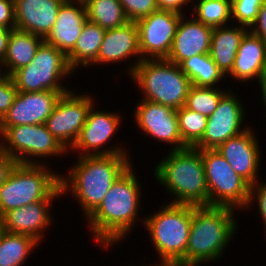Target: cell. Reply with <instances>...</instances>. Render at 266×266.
<instances>
[{
    "label": "cell",
    "mask_w": 266,
    "mask_h": 266,
    "mask_svg": "<svg viewBox=\"0 0 266 266\" xmlns=\"http://www.w3.org/2000/svg\"><path fill=\"white\" fill-rule=\"evenodd\" d=\"M133 165L111 185L99 207L86 219L93 241L107 250L123 242L138 220L144 224V215L139 216L142 184Z\"/></svg>",
    "instance_id": "6da1fadb"
},
{
    "label": "cell",
    "mask_w": 266,
    "mask_h": 266,
    "mask_svg": "<svg viewBox=\"0 0 266 266\" xmlns=\"http://www.w3.org/2000/svg\"><path fill=\"white\" fill-rule=\"evenodd\" d=\"M129 155L80 156L73 167L66 169L68 172L60 174L62 195L69 194L77 201L85 221L99 207L111 185L132 164Z\"/></svg>",
    "instance_id": "7a4b0ae2"
},
{
    "label": "cell",
    "mask_w": 266,
    "mask_h": 266,
    "mask_svg": "<svg viewBox=\"0 0 266 266\" xmlns=\"http://www.w3.org/2000/svg\"><path fill=\"white\" fill-rule=\"evenodd\" d=\"M235 212L230 207L193 206L186 253L175 266H201L220 260L239 228Z\"/></svg>",
    "instance_id": "3957f363"
},
{
    "label": "cell",
    "mask_w": 266,
    "mask_h": 266,
    "mask_svg": "<svg viewBox=\"0 0 266 266\" xmlns=\"http://www.w3.org/2000/svg\"><path fill=\"white\" fill-rule=\"evenodd\" d=\"M161 159L153 174L156 182L163 185L167 189L165 191L172 196L169 203L208 206V188L201 151L194 147L169 150Z\"/></svg>",
    "instance_id": "277c9868"
},
{
    "label": "cell",
    "mask_w": 266,
    "mask_h": 266,
    "mask_svg": "<svg viewBox=\"0 0 266 266\" xmlns=\"http://www.w3.org/2000/svg\"><path fill=\"white\" fill-rule=\"evenodd\" d=\"M166 203L155 213L146 215L143 226L160 257L158 264L175 266L186 253L193 205Z\"/></svg>",
    "instance_id": "5b68a950"
},
{
    "label": "cell",
    "mask_w": 266,
    "mask_h": 266,
    "mask_svg": "<svg viewBox=\"0 0 266 266\" xmlns=\"http://www.w3.org/2000/svg\"><path fill=\"white\" fill-rule=\"evenodd\" d=\"M55 171L47 164L17 163L0 188V218L6 212L30 203L56 201L63 197L60 173Z\"/></svg>",
    "instance_id": "8992f818"
},
{
    "label": "cell",
    "mask_w": 266,
    "mask_h": 266,
    "mask_svg": "<svg viewBox=\"0 0 266 266\" xmlns=\"http://www.w3.org/2000/svg\"><path fill=\"white\" fill-rule=\"evenodd\" d=\"M132 82L140 88L142 98L164 106L179 109L185 106L190 79L179 65L167 59H147L139 62L132 75Z\"/></svg>",
    "instance_id": "52a82bcc"
},
{
    "label": "cell",
    "mask_w": 266,
    "mask_h": 266,
    "mask_svg": "<svg viewBox=\"0 0 266 266\" xmlns=\"http://www.w3.org/2000/svg\"><path fill=\"white\" fill-rule=\"evenodd\" d=\"M67 56L45 41L27 66L16 70L11 78L21 92H69L62 83L73 74ZM63 80V82H62Z\"/></svg>",
    "instance_id": "ba28073f"
},
{
    "label": "cell",
    "mask_w": 266,
    "mask_h": 266,
    "mask_svg": "<svg viewBox=\"0 0 266 266\" xmlns=\"http://www.w3.org/2000/svg\"><path fill=\"white\" fill-rule=\"evenodd\" d=\"M0 151L17 163L35 165H48L41 162L42 159H49L47 157L61 158L70 154L47 130L45 124L0 127Z\"/></svg>",
    "instance_id": "9c48e42d"
},
{
    "label": "cell",
    "mask_w": 266,
    "mask_h": 266,
    "mask_svg": "<svg viewBox=\"0 0 266 266\" xmlns=\"http://www.w3.org/2000/svg\"><path fill=\"white\" fill-rule=\"evenodd\" d=\"M208 188V206L246 209L250 185L242 179L216 149L200 150Z\"/></svg>",
    "instance_id": "30bf717a"
},
{
    "label": "cell",
    "mask_w": 266,
    "mask_h": 266,
    "mask_svg": "<svg viewBox=\"0 0 266 266\" xmlns=\"http://www.w3.org/2000/svg\"><path fill=\"white\" fill-rule=\"evenodd\" d=\"M95 104L96 103L89 109L86 122L81 129L79 137L68 152L74 153V150L78 154V157L130 154L128 152L129 149H125V147L120 144L117 146H107V144L110 143L109 141L116 136L114 134L119 132L118 129L121 127L122 114H120V112L103 111ZM97 109L100 110L97 111Z\"/></svg>",
    "instance_id": "8fae6325"
},
{
    "label": "cell",
    "mask_w": 266,
    "mask_h": 266,
    "mask_svg": "<svg viewBox=\"0 0 266 266\" xmlns=\"http://www.w3.org/2000/svg\"><path fill=\"white\" fill-rule=\"evenodd\" d=\"M84 94V95H83ZM92 94L76 93L74 89L61 95L45 122L47 130L69 151L77 141L87 114L95 103Z\"/></svg>",
    "instance_id": "7c38bea8"
},
{
    "label": "cell",
    "mask_w": 266,
    "mask_h": 266,
    "mask_svg": "<svg viewBox=\"0 0 266 266\" xmlns=\"http://www.w3.org/2000/svg\"><path fill=\"white\" fill-rule=\"evenodd\" d=\"M236 90L228 91L220 100L216 110L208 117L206 130L202 139L194 146L199 150L216 149L229 138L236 137L250 126L245 124L247 113L238 98ZM237 95V96H236Z\"/></svg>",
    "instance_id": "4fadbf2b"
},
{
    "label": "cell",
    "mask_w": 266,
    "mask_h": 266,
    "mask_svg": "<svg viewBox=\"0 0 266 266\" xmlns=\"http://www.w3.org/2000/svg\"><path fill=\"white\" fill-rule=\"evenodd\" d=\"M183 14L157 10L136 21L142 60L166 59Z\"/></svg>",
    "instance_id": "5bb4252c"
},
{
    "label": "cell",
    "mask_w": 266,
    "mask_h": 266,
    "mask_svg": "<svg viewBox=\"0 0 266 266\" xmlns=\"http://www.w3.org/2000/svg\"><path fill=\"white\" fill-rule=\"evenodd\" d=\"M135 107L133 121L144 136L148 135L157 142L173 145L170 150L187 148L179 132L176 109L144 99H141Z\"/></svg>",
    "instance_id": "9a60e30c"
},
{
    "label": "cell",
    "mask_w": 266,
    "mask_h": 266,
    "mask_svg": "<svg viewBox=\"0 0 266 266\" xmlns=\"http://www.w3.org/2000/svg\"><path fill=\"white\" fill-rule=\"evenodd\" d=\"M252 129L249 127L240 135L229 138L216 148L232 169L250 186L260 180L258 172L262 164L259 141L256 132Z\"/></svg>",
    "instance_id": "2e32d148"
},
{
    "label": "cell",
    "mask_w": 266,
    "mask_h": 266,
    "mask_svg": "<svg viewBox=\"0 0 266 266\" xmlns=\"http://www.w3.org/2000/svg\"><path fill=\"white\" fill-rule=\"evenodd\" d=\"M66 93L48 90L41 92L18 91L13 105L0 120V127L45 124L57 100Z\"/></svg>",
    "instance_id": "e0dca14e"
},
{
    "label": "cell",
    "mask_w": 266,
    "mask_h": 266,
    "mask_svg": "<svg viewBox=\"0 0 266 266\" xmlns=\"http://www.w3.org/2000/svg\"><path fill=\"white\" fill-rule=\"evenodd\" d=\"M132 56L133 58L136 57V60L134 63L131 61L132 63L128 64L130 66L125 70L129 77L134 72L136 65L142 61V57L139 49L137 24L136 22L128 21L121 27L105 31L96 58V65L118 64V62H126L129 58L132 59Z\"/></svg>",
    "instance_id": "ac0fdd59"
},
{
    "label": "cell",
    "mask_w": 266,
    "mask_h": 266,
    "mask_svg": "<svg viewBox=\"0 0 266 266\" xmlns=\"http://www.w3.org/2000/svg\"><path fill=\"white\" fill-rule=\"evenodd\" d=\"M53 200H41L30 203L27 206L6 212L2 217L3 230L31 236L36 241H43L47 229L52 227V211L50 210Z\"/></svg>",
    "instance_id": "d6986e66"
},
{
    "label": "cell",
    "mask_w": 266,
    "mask_h": 266,
    "mask_svg": "<svg viewBox=\"0 0 266 266\" xmlns=\"http://www.w3.org/2000/svg\"><path fill=\"white\" fill-rule=\"evenodd\" d=\"M213 29L197 21L192 16L188 17L186 13L178 23L176 34L166 59L179 65L182 61L192 56L209 53Z\"/></svg>",
    "instance_id": "ffe728a7"
},
{
    "label": "cell",
    "mask_w": 266,
    "mask_h": 266,
    "mask_svg": "<svg viewBox=\"0 0 266 266\" xmlns=\"http://www.w3.org/2000/svg\"><path fill=\"white\" fill-rule=\"evenodd\" d=\"M64 0H14L16 29L45 39Z\"/></svg>",
    "instance_id": "44dd1931"
},
{
    "label": "cell",
    "mask_w": 266,
    "mask_h": 266,
    "mask_svg": "<svg viewBox=\"0 0 266 266\" xmlns=\"http://www.w3.org/2000/svg\"><path fill=\"white\" fill-rule=\"evenodd\" d=\"M86 20L84 5L64 2L60 6L51 32L44 41L67 56L76 45Z\"/></svg>",
    "instance_id": "7402d4cb"
},
{
    "label": "cell",
    "mask_w": 266,
    "mask_h": 266,
    "mask_svg": "<svg viewBox=\"0 0 266 266\" xmlns=\"http://www.w3.org/2000/svg\"><path fill=\"white\" fill-rule=\"evenodd\" d=\"M266 69V42L248 31L242 38L229 78L241 83L255 81Z\"/></svg>",
    "instance_id": "603a6c76"
},
{
    "label": "cell",
    "mask_w": 266,
    "mask_h": 266,
    "mask_svg": "<svg viewBox=\"0 0 266 266\" xmlns=\"http://www.w3.org/2000/svg\"><path fill=\"white\" fill-rule=\"evenodd\" d=\"M248 31L236 24L213 29L209 55L225 76L231 72L241 40Z\"/></svg>",
    "instance_id": "cb8c5ba5"
},
{
    "label": "cell",
    "mask_w": 266,
    "mask_h": 266,
    "mask_svg": "<svg viewBox=\"0 0 266 266\" xmlns=\"http://www.w3.org/2000/svg\"><path fill=\"white\" fill-rule=\"evenodd\" d=\"M43 42L44 39L40 36L31 34L30 32L12 29L7 52L2 62L5 74L11 76L16 70L31 63Z\"/></svg>",
    "instance_id": "d4e9b609"
},
{
    "label": "cell",
    "mask_w": 266,
    "mask_h": 266,
    "mask_svg": "<svg viewBox=\"0 0 266 266\" xmlns=\"http://www.w3.org/2000/svg\"><path fill=\"white\" fill-rule=\"evenodd\" d=\"M105 31L101 26L86 20L76 45L67 55L70 68L75 71L77 68L96 65V58L103 41Z\"/></svg>",
    "instance_id": "484cf974"
},
{
    "label": "cell",
    "mask_w": 266,
    "mask_h": 266,
    "mask_svg": "<svg viewBox=\"0 0 266 266\" xmlns=\"http://www.w3.org/2000/svg\"><path fill=\"white\" fill-rule=\"evenodd\" d=\"M39 245L31 236L3 230L0 234V266H24Z\"/></svg>",
    "instance_id": "4316f807"
},
{
    "label": "cell",
    "mask_w": 266,
    "mask_h": 266,
    "mask_svg": "<svg viewBox=\"0 0 266 266\" xmlns=\"http://www.w3.org/2000/svg\"><path fill=\"white\" fill-rule=\"evenodd\" d=\"M181 71L198 87H220V81L227 76L217 67L209 53L185 59L179 64Z\"/></svg>",
    "instance_id": "83f0119b"
},
{
    "label": "cell",
    "mask_w": 266,
    "mask_h": 266,
    "mask_svg": "<svg viewBox=\"0 0 266 266\" xmlns=\"http://www.w3.org/2000/svg\"><path fill=\"white\" fill-rule=\"evenodd\" d=\"M85 7L87 20L104 30L118 28L128 22L119 0H90Z\"/></svg>",
    "instance_id": "f1b7e54d"
},
{
    "label": "cell",
    "mask_w": 266,
    "mask_h": 266,
    "mask_svg": "<svg viewBox=\"0 0 266 266\" xmlns=\"http://www.w3.org/2000/svg\"><path fill=\"white\" fill-rule=\"evenodd\" d=\"M192 6L191 15L204 25L216 28L233 24L231 0H192Z\"/></svg>",
    "instance_id": "f546056e"
},
{
    "label": "cell",
    "mask_w": 266,
    "mask_h": 266,
    "mask_svg": "<svg viewBox=\"0 0 266 266\" xmlns=\"http://www.w3.org/2000/svg\"><path fill=\"white\" fill-rule=\"evenodd\" d=\"M223 89L220 87H198L192 85L185 107L209 117L216 110L221 98L229 91L225 90V88Z\"/></svg>",
    "instance_id": "4dcf8cb0"
},
{
    "label": "cell",
    "mask_w": 266,
    "mask_h": 266,
    "mask_svg": "<svg viewBox=\"0 0 266 266\" xmlns=\"http://www.w3.org/2000/svg\"><path fill=\"white\" fill-rule=\"evenodd\" d=\"M179 132L187 147H194L203 137L208 117L185 106L177 109Z\"/></svg>",
    "instance_id": "1f68e13d"
},
{
    "label": "cell",
    "mask_w": 266,
    "mask_h": 266,
    "mask_svg": "<svg viewBox=\"0 0 266 266\" xmlns=\"http://www.w3.org/2000/svg\"><path fill=\"white\" fill-rule=\"evenodd\" d=\"M263 1L264 0H231L232 22L250 29L257 19L258 11Z\"/></svg>",
    "instance_id": "d6a6232c"
},
{
    "label": "cell",
    "mask_w": 266,
    "mask_h": 266,
    "mask_svg": "<svg viewBox=\"0 0 266 266\" xmlns=\"http://www.w3.org/2000/svg\"><path fill=\"white\" fill-rule=\"evenodd\" d=\"M128 21L136 22L159 10L156 0H119Z\"/></svg>",
    "instance_id": "836d02e7"
},
{
    "label": "cell",
    "mask_w": 266,
    "mask_h": 266,
    "mask_svg": "<svg viewBox=\"0 0 266 266\" xmlns=\"http://www.w3.org/2000/svg\"><path fill=\"white\" fill-rule=\"evenodd\" d=\"M18 90L9 75H4L0 79V120L13 105Z\"/></svg>",
    "instance_id": "e575fe53"
},
{
    "label": "cell",
    "mask_w": 266,
    "mask_h": 266,
    "mask_svg": "<svg viewBox=\"0 0 266 266\" xmlns=\"http://www.w3.org/2000/svg\"><path fill=\"white\" fill-rule=\"evenodd\" d=\"M256 201V205L259 208L258 215L261 216V220L263 221V225L265 226V233H266V182L261 181L257 182L254 185L250 186V193H249V201L246 206V210L250 207H255L251 205H255L253 202ZM260 212V213H259Z\"/></svg>",
    "instance_id": "d590c367"
},
{
    "label": "cell",
    "mask_w": 266,
    "mask_h": 266,
    "mask_svg": "<svg viewBox=\"0 0 266 266\" xmlns=\"http://www.w3.org/2000/svg\"><path fill=\"white\" fill-rule=\"evenodd\" d=\"M0 28L16 29L14 0H0Z\"/></svg>",
    "instance_id": "8d00e7d4"
},
{
    "label": "cell",
    "mask_w": 266,
    "mask_h": 266,
    "mask_svg": "<svg viewBox=\"0 0 266 266\" xmlns=\"http://www.w3.org/2000/svg\"><path fill=\"white\" fill-rule=\"evenodd\" d=\"M249 31L266 42V0L263 1L258 11L257 19Z\"/></svg>",
    "instance_id": "74e56055"
},
{
    "label": "cell",
    "mask_w": 266,
    "mask_h": 266,
    "mask_svg": "<svg viewBox=\"0 0 266 266\" xmlns=\"http://www.w3.org/2000/svg\"><path fill=\"white\" fill-rule=\"evenodd\" d=\"M160 10H170L185 15L184 8L192 4V0H156Z\"/></svg>",
    "instance_id": "f35d334b"
},
{
    "label": "cell",
    "mask_w": 266,
    "mask_h": 266,
    "mask_svg": "<svg viewBox=\"0 0 266 266\" xmlns=\"http://www.w3.org/2000/svg\"><path fill=\"white\" fill-rule=\"evenodd\" d=\"M16 164L17 161L15 159L0 151V188L6 182Z\"/></svg>",
    "instance_id": "ab89813d"
},
{
    "label": "cell",
    "mask_w": 266,
    "mask_h": 266,
    "mask_svg": "<svg viewBox=\"0 0 266 266\" xmlns=\"http://www.w3.org/2000/svg\"><path fill=\"white\" fill-rule=\"evenodd\" d=\"M12 29L0 28V62H3Z\"/></svg>",
    "instance_id": "60d3db41"
},
{
    "label": "cell",
    "mask_w": 266,
    "mask_h": 266,
    "mask_svg": "<svg viewBox=\"0 0 266 266\" xmlns=\"http://www.w3.org/2000/svg\"><path fill=\"white\" fill-rule=\"evenodd\" d=\"M259 85L258 87L260 88L261 91V98H262V102L264 105V110L266 111V69L263 71V73L259 76L258 81H256Z\"/></svg>",
    "instance_id": "b9f144b4"
},
{
    "label": "cell",
    "mask_w": 266,
    "mask_h": 266,
    "mask_svg": "<svg viewBox=\"0 0 266 266\" xmlns=\"http://www.w3.org/2000/svg\"><path fill=\"white\" fill-rule=\"evenodd\" d=\"M67 3H74V4H80V5H84L86 6V4L90 1V0H64Z\"/></svg>",
    "instance_id": "7bdbcfd3"
},
{
    "label": "cell",
    "mask_w": 266,
    "mask_h": 266,
    "mask_svg": "<svg viewBox=\"0 0 266 266\" xmlns=\"http://www.w3.org/2000/svg\"><path fill=\"white\" fill-rule=\"evenodd\" d=\"M2 67H3V64L2 62H0V79L5 75V71H2L4 70Z\"/></svg>",
    "instance_id": "ee69618b"
},
{
    "label": "cell",
    "mask_w": 266,
    "mask_h": 266,
    "mask_svg": "<svg viewBox=\"0 0 266 266\" xmlns=\"http://www.w3.org/2000/svg\"><path fill=\"white\" fill-rule=\"evenodd\" d=\"M2 231H3V225H2V220L0 218V234L2 233Z\"/></svg>",
    "instance_id": "f6af8a7d"
},
{
    "label": "cell",
    "mask_w": 266,
    "mask_h": 266,
    "mask_svg": "<svg viewBox=\"0 0 266 266\" xmlns=\"http://www.w3.org/2000/svg\"><path fill=\"white\" fill-rule=\"evenodd\" d=\"M136 266H137V265H136ZM139 266H147V265H139ZM149 266H161V265H159L158 262H157L156 264L154 263V264H151V265H149Z\"/></svg>",
    "instance_id": "bcb514c9"
}]
</instances>
